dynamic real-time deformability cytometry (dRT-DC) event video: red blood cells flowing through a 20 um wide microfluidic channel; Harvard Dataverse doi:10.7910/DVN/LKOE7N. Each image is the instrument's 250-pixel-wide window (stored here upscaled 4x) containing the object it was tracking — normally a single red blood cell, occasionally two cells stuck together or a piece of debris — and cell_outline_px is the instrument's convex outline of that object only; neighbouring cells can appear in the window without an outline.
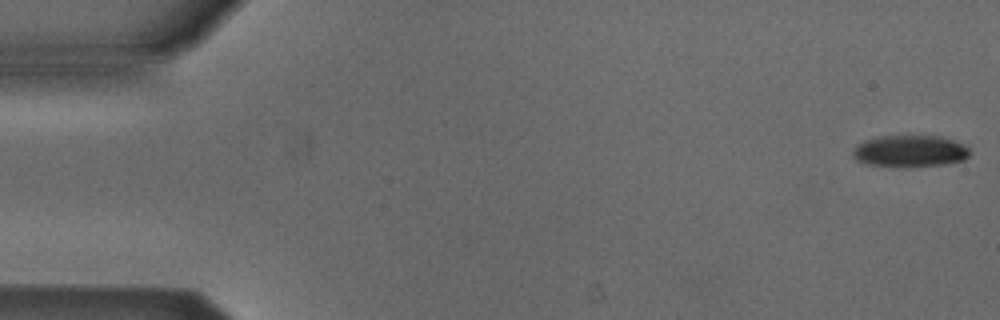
{"species": "Egyptian fruit bat (a non-hibernating species)", "species_latin": "Rousettus aegyptiacus", "temperature_condition": "cold", "stored_images_in_passage": 10, "camera_frame_rate_fps": 3000, "um_per_image_px": 0.085, "animal": {"sex": "male"}, "frame": {"image": 1, "passage_image": 1, "time_ms": 0.0, "image_size_px": [1000, 320], "cell_outline_px": [[968, 156], [964, 160], [940, 164], [868, 164], [856, 160], [852, 152], [864, 140], [880, 136], [940, 136], [964, 144], [968, 148]], "centroid_in_image_um": [77.36, 12.79], "position_along_channel_um": 7.6, "area_um2": 20.46}}